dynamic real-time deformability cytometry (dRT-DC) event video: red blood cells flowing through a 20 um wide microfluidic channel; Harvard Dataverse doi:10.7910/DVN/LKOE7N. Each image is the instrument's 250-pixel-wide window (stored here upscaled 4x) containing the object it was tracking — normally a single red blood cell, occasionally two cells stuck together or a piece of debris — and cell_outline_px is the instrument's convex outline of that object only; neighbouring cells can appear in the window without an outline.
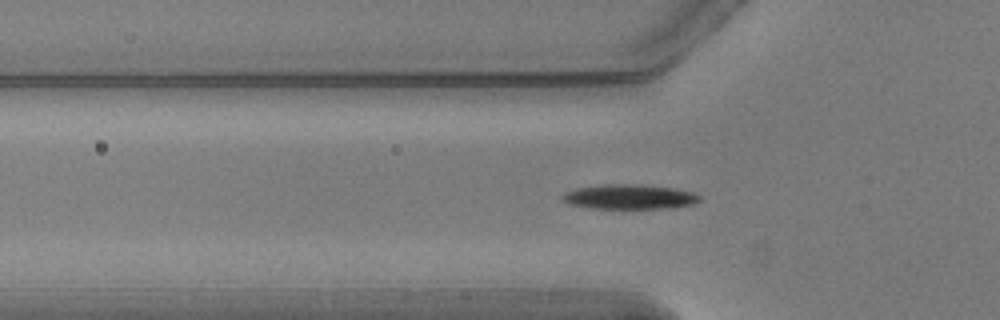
{"species": "common noctule bat (a hibernating species)", "species_latin": "Nyctalus noctula", "temperature_condition": "warm", "stored_images_in_passage": 34, "camera_frame_rate_fps": 3000, "um_per_image_px": 0.085, "animal": {"sex": "male", "body_mass_g": 20.5, "forearm_length_mm": 52.5}, "frame": {"image": 1, "passage_image": 4, "time_ms": 1.0, "image_size_px": [1000, 320], "cell_outline_px": [[700, 200], [692, 204], [672, 208], [592, 208], [568, 204], [560, 200], [560, 196], [564, 192], [576, 188], [604, 184], [640, 184], [676, 188], [692, 192], [700, 196]], "centroid_in_image_um": [53.46, 16.72], "position_along_channel_um": 72.3, "area_um2": 19.94}}
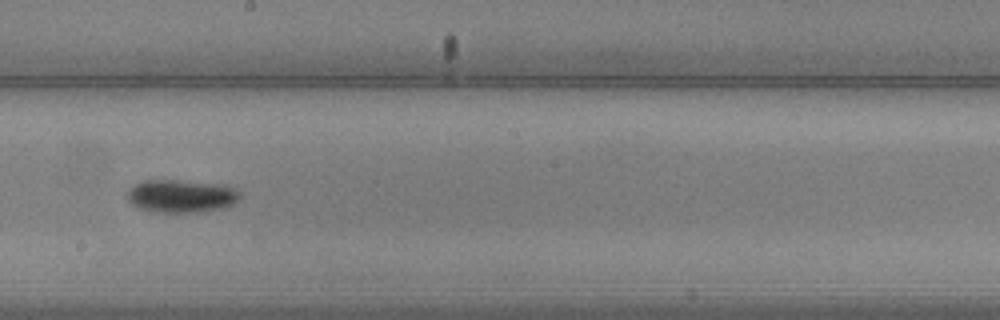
{"frame": {"image": 2, "passage_image": 17, "time_ms": 5.333, "image_size_px": [1000, 320], "cell_outline_px": [[240, 200], [224, 208], [196, 212], [160, 212], [140, 208], [132, 204], [128, 200], [128, 192], [136, 184], [144, 180], [176, 180], [224, 184], [236, 188], [240, 192]], "centroid_in_image_um": [15.48, 16.65], "position_along_channel_um": 232.7, "area_um2": 21.56}}
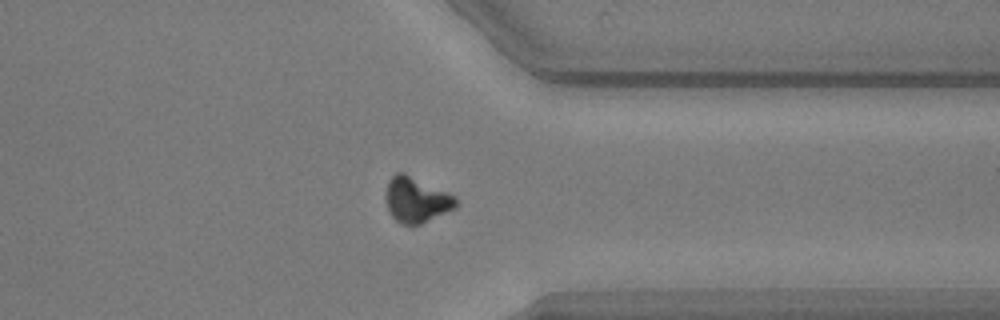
{"frame": {"image": 3, "passage_image": 29, "time_ms": 9.333, "image_size_px": [1000, 320], "cell_outline_px": [[456, 208], [412, 228], [400, 224], [388, 212], [384, 196], [388, 180], [396, 172], [404, 172], [448, 192], [456, 196]], "centroid_in_image_um": [35.35, 17.01], "position_along_channel_um": 376.0, "area_um2": 19.07}, "authors_computed_cell_mechanics": {"area_um2": 19.9988, "velocity_mm_per_s": 3.6792, "shape_relaxation_time_tau1_ms": 2.2029, "shape_relaxation_time_tau2_ms": null, "deformation_change_tau1": 0.1456, "deformation_change_tau2": null}}